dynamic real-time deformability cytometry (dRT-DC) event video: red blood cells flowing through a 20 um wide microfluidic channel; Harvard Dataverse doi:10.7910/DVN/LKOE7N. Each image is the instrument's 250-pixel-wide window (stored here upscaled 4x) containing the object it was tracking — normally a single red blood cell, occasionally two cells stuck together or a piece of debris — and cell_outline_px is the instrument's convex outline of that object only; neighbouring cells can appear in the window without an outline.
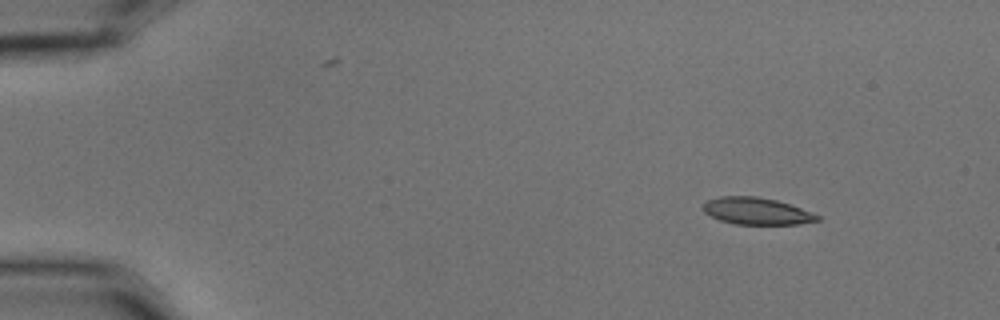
{"species": "common noctule bat (a hibernating species)", "species_latin": "Nyctalus noctula", "temperature_condition": "cold", "stored_images_in_passage": 4, "camera_frame_rate_fps": 3000, "um_per_image_px": 0.085, "animal": {"sex": "male", "body_mass_g": 15.6}, "frame": {"image": 1, "passage_image": 1, "time_ms": 0.0, "image_size_px": [1000, 320], "cell_outline_px": [[820, 220], [800, 224], [736, 224], [720, 220], [704, 212], [700, 208], [708, 200], [720, 196], [756, 196], [776, 200], [800, 208], [820, 216]], "centroid_in_image_um": [64.29, 17.94], "position_along_channel_um": 20.7, "area_um2": 17.8}}
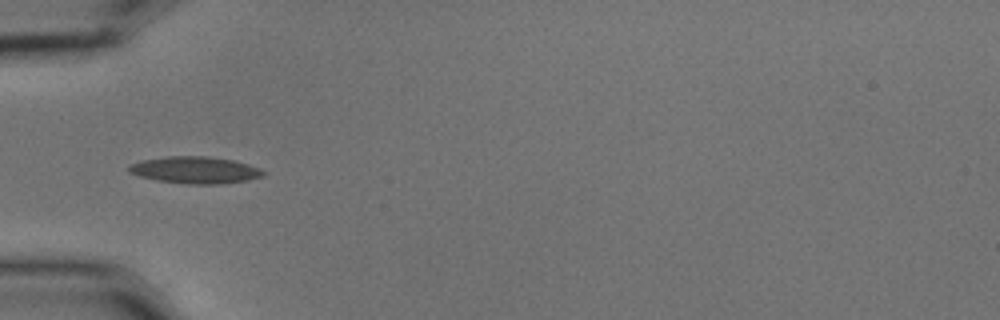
{"frame": {"image": 2, "passage_image": 4, "time_ms": 1.0, "image_size_px": [1000, 320], "cell_outline_px": [[264, 176], [248, 180], [220, 184], [188, 184], [156, 180], [140, 176], [128, 172], [128, 164], [140, 160], [168, 156], [208, 156], [232, 160], [248, 164], [260, 168], [264, 172]], "centroid_in_image_um": [16.56, 14.45], "position_along_channel_um": 68.4, "area_um2": 21.15}}